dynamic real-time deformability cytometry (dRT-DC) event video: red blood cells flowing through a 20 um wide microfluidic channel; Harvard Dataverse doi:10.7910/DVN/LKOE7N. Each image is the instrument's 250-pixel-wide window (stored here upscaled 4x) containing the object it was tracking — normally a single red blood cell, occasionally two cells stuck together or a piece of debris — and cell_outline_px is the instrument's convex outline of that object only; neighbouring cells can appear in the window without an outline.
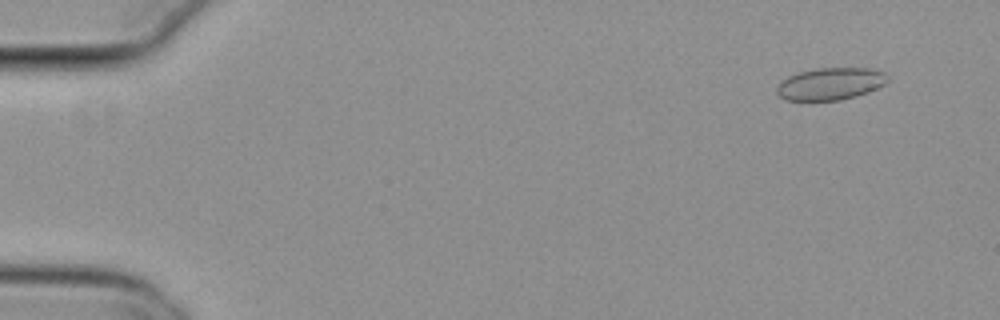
{"species": "common noctule bat (a hibernating species)", "species_latin": "Nyctalus noctula", "temperature_condition": "cold", "stored_images_in_passage": 56, "camera_frame_rate_fps": 3000, "um_per_image_px": 0.085, "animal": {"sex": "female", "body_mass_g": 29.2, "forearm_length_mm": 56.3}, "frame": {"image": 1, "passage_image": 5, "time_ms": 1.333, "image_size_px": [1000, 320], "cell_outline_px": [[888, 80], [884, 84], [868, 92], [856, 96], [840, 100], [784, 100], [776, 92], [776, 88], [788, 76], [800, 72], [816, 68], [872, 68], [884, 72], [888, 76]], "centroid_in_image_um": [70.6, 7.12], "position_along_channel_um": 14.4, "area_um2": 20.69}}
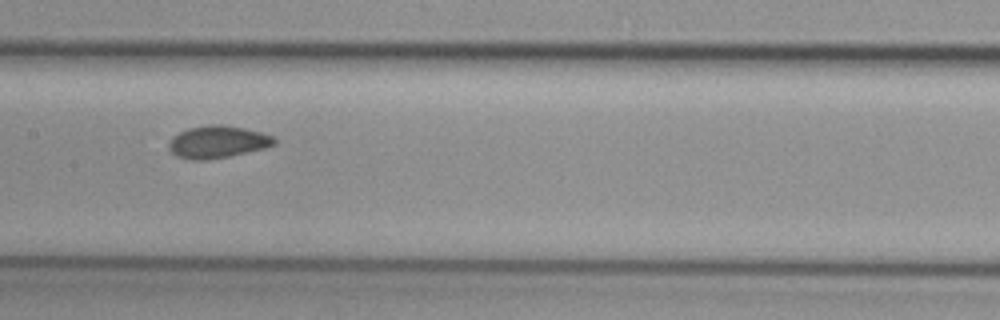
{"frame": {"image": 2, "passage_image": 29, "time_ms": 9.333, "image_size_px": [1000, 320], "cell_outline_px": [[276, 144], [264, 148], [228, 156], [204, 160], [192, 160], [176, 156], [168, 148], [168, 144], [172, 136], [188, 128], [208, 124], [224, 124], [244, 128], [260, 132], [272, 136], [276, 140]], "centroid_in_image_um": [18.46, 12.05], "position_along_channel_um": 188.9, "area_um2": 19.83}}
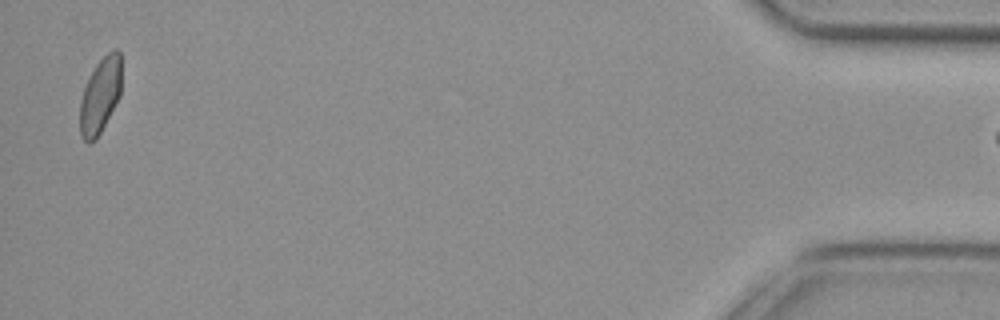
{"frame": {"image": 3, "passage_image": 55, "time_ms": 18.0, "image_size_px": [1000, 320], "cell_outline_px": [[120, 96], [96, 140], [88, 144], [80, 136], [80, 100], [84, 88], [96, 64], [108, 52], [116, 48], [120, 52]], "centroid_in_image_um": [8.5, 8.15], "position_along_channel_um": 426.7, "area_um2": 18.09}}